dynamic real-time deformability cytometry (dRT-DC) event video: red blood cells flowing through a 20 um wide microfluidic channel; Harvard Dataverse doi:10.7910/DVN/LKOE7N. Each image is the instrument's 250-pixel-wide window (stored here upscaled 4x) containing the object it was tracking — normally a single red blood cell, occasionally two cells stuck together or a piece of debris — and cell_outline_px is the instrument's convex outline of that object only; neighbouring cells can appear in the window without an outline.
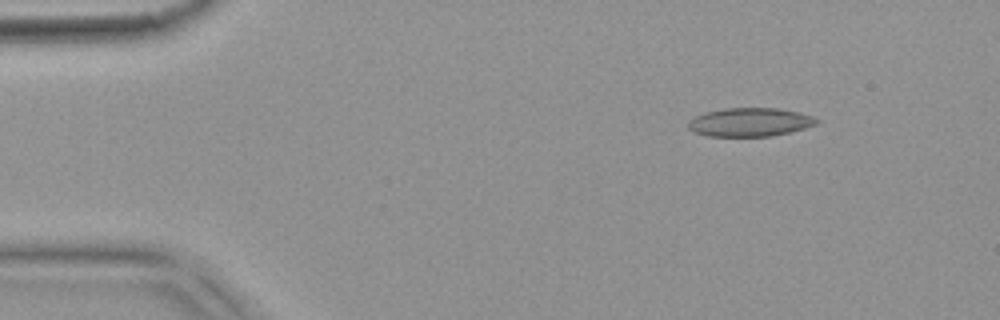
{"species": "common noctule bat (a hibernating species)", "species_latin": "Nyctalus noctula", "temperature_condition": "warm", "stored_images_in_passage": 5, "camera_frame_rate_fps": 3000, "um_per_image_px": 0.085, "animal": {"sex": "female", "body_mass_g": 18.4}, "frame": {"image": 1, "passage_image": 2, "time_ms": 0.333, "image_size_px": [1000, 320], "cell_outline_px": [[820, 120], [816, 124], [792, 132], [772, 136], [708, 136], [696, 132], [688, 128], [688, 120], [704, 112], [724, 108], [776, 108], [800, 112], [812, 116]], "centroid_in_image_um": [63.75, 10.38], "position_along_channel_um": 21.2, "area_um2": 21.44}}
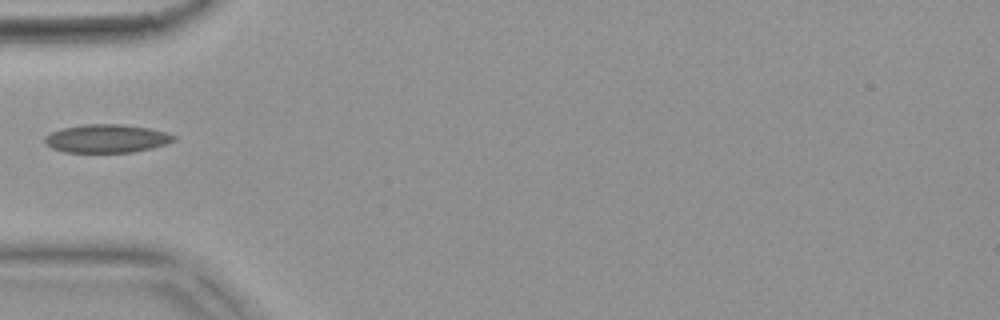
{"frame": {"image": 2, "passage_image": 5, "time_ms": 1.333, "image_size_px": [1000, 320], "cell_outline_px": [[176, 140], [152, 148], [132, 152], [64, 152], [52, 148], [44, 144], [44, 136], [52, 132], [64, 128], [84, 124], [120, 124], [152, 128], [176, 136]], "centroid_in_image_um": [9.05, 11.77], "position_along_channel_um": 75.9, "area_um2": 21.27}}